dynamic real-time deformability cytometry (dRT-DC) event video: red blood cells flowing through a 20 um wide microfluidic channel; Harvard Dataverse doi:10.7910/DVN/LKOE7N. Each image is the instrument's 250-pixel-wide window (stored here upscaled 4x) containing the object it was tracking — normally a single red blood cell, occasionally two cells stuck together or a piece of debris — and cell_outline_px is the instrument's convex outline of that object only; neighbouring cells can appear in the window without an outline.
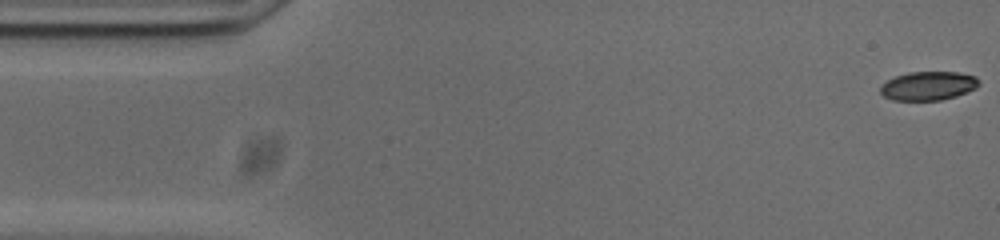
{"species": "common noctule bat (a hibernating species)", "species_latin": "Nyctalus noctula", "temperature_condition": "cold", "stored_images_in_passage": 54, "camera_frame_rate_fps": 3000, "um_per_image_px": 0.085, "animal": {"sex": "male", "body_mass_g": 20.0, "forearm_length_mm": 53.3}, "frame": {"image": 1, "passage_image": 1, "time_ms": 0.0, "image_size_px": [1000, 240], "cell_outline_px": [[980, 84], [976, 88], [956, 96], [940, 100], [892, 100], [884, 96], [880, 92], [880, 88], [888, 80], [896, 76], [908, 72], [956, 72], [976, 76], [980, 80]], "centroid_in_image_um": [78.93, 7.29], "position_along_channel_um": 6.1, "area_um2": 16.47}}
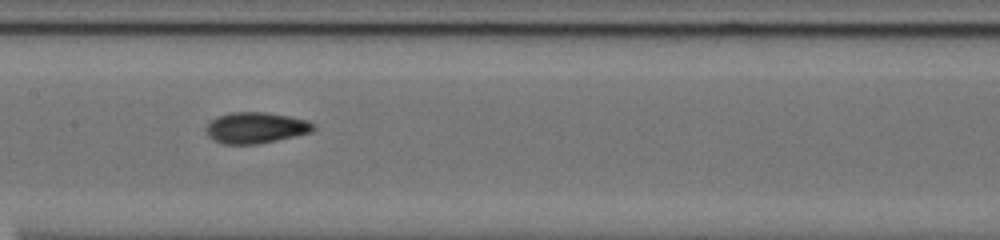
{"frame": {"image": 2, "passage_image": 25, "time_ms": 8.0, "image_size_px": [1000, 240], "cell_outline_px": [[316, 128], [312, 132], [276, 140], [256, 144], [224, 144], [208, 136], [204, 128], [216, 116], [232, 112], [268, 112], [308, 120], [316, 124]], "centroid_in_image_um": [21.76, 10.85], "position_along_channel_um": 185.6, "area_um2": 19.48}}
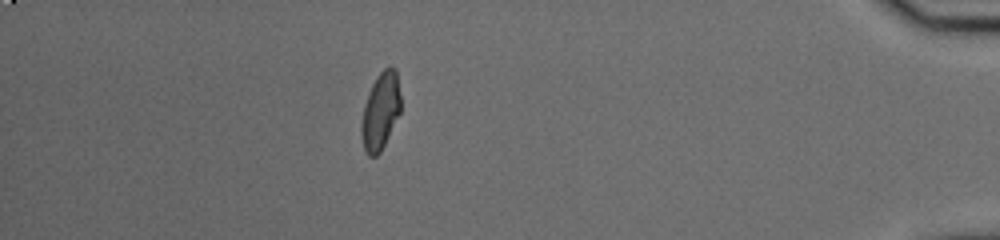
{"frame": {"image": 3, "passage_image": 47, "time_ms": 15.333, "image_size_px": [1000, 240], "cell_outline_px": [[400, 112], [380, 152], [376, 156], [368, 156], [364, 148], [360, 136], [360, 128], [364, 104], [372, 84], [376, 76], [384, 68], [396, 68], [400, 96]], "centroid_in_image_um": [32.32, 9.45], "position_along_channel_um": 402.9, "area_um2": 17.51}, "authors_computed_cell_mechanics": {"area_um2": 18.1781, "velocity_mm_per_s": 3.7506, "shape_relaxation_time_tau1_ms": null, "shape_relaxation_time_tau2_ms": 1.9972, "deformation_change_tau1": null, "deformation_change_tau2": 0.0651}}